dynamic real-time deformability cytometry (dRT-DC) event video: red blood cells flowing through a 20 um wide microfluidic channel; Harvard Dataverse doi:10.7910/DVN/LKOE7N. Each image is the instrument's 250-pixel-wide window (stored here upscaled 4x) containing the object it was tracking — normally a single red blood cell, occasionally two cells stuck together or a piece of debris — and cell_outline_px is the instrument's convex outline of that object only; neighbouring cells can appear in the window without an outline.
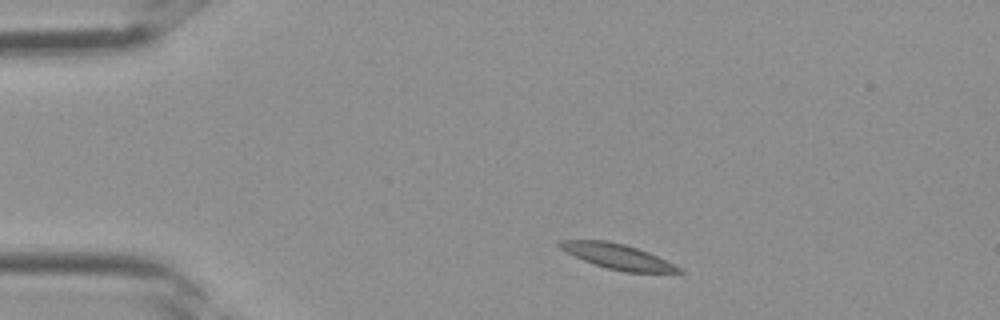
{"species": "Egyptian fruit bat (a non-hibernating species)", "species_latin": "Rousettus aegyptiacus", "temperature_condition": "room temperature", "stored_images_in_passage": 2, "camera_frame_rate_fps": 3000, "um_per_image_px": 0.085, "frame": {"image": 1, "passage_image": 1, "time_ms": 0.0, "image_size_px": [1000, 320], "cell_outline_px": [[684, 272], [624, 272], [608, 268], [584, 260], [560, 248], [556, 244], [560, 240], [604, 240], [624, 244], [648, 252], [680, 268]], "centroid_in_image_um": [52.45, 21.78], "position_along_channel_um": 32.5, "area_um2": 16.88}}